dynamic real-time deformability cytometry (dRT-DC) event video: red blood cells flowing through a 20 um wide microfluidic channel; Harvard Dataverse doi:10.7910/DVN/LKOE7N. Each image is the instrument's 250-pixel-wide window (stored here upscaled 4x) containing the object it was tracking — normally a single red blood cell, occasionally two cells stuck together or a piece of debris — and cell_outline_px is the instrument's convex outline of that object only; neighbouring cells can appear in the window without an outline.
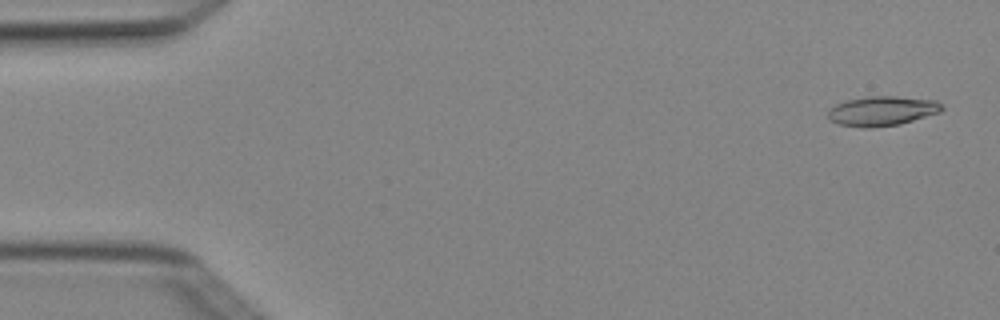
{"species": "Egyptian fruit bat (a non-hibernating species)", "species_latin": "Rousettus aegyptiacus", "temperature_condition": "cold", "stored_images_in_passage": 4, "camera_frame_rate_fps": 3000, "um_per_image_px": 0.085, "animal": {"sex": "female"}, "frame": {"image": 1, "passage_image": 1, "time_ms": 0.0, "image_size_px": [1000, 320], "cell_outline_px": [[944, 108], [940, 112], [900, 124], [872, 128], [864, 128], [840, 124], [828, 120], [828, 108], [836, 104], [848, 100], [868, 96], [896, 96], [936, 100]], "centroid_in_image_um": [74.95, 9.43], "position_along_channel_um": 10.0, "area_um2": 19.71}}
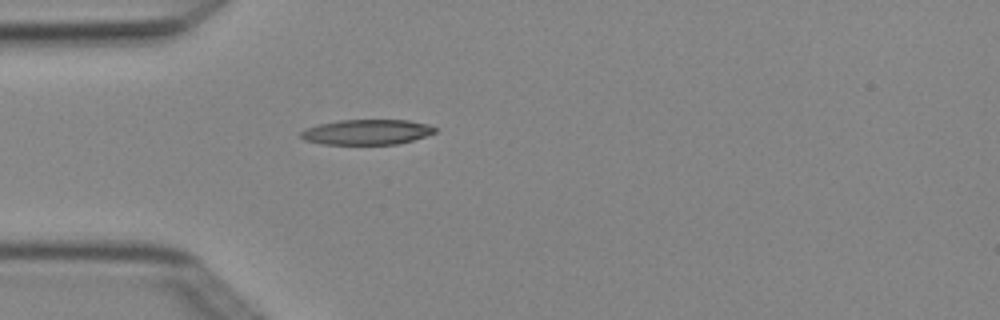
{"frame": {"image": 2, "passage_image": 4, "time_ms": 1.0, "image_size_px": [1000, 320], "cell_outline_px": [[436, 132], [412, 140], [396, 144], [320, 144], [304, 140], [300, 136], [300, 132], [304, 128], [320, 124], [340, 120], [408, 120], [428, 124], [436, 128]], "centroid_in_image_um": [31.14, 11.22], "position_along_channel_um": 53.9, "area_um2": 19.65}}